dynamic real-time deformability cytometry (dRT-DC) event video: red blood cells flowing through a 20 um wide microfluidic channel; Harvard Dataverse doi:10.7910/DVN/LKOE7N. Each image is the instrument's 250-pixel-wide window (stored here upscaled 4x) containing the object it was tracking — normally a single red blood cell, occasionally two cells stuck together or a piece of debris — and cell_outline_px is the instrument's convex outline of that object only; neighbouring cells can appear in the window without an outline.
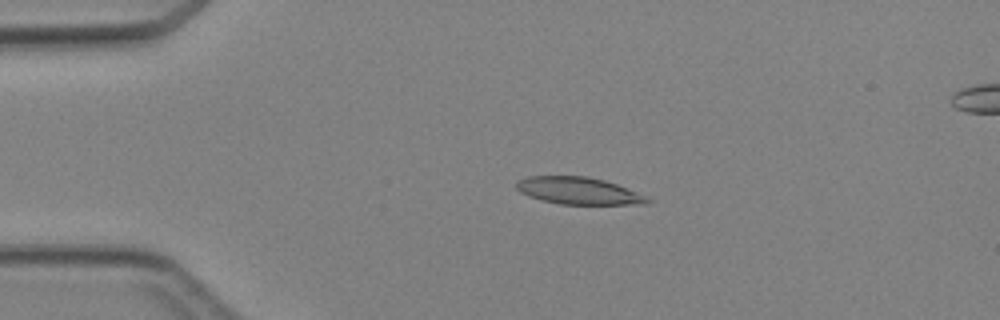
{"species": "Egyptian fruit bat (a non-hibernating species)", "species_latin": "Rousettus aegyptiacus", "temperature_condition": "cold", "stored_images_in_passage": 5, "camera_frame_rate_fps": 3000, "um_per_image_px": 0.085, "animal": {"sex": "female"}, "frame": {"image": 1, "passage_image": 4, "time_ms": 3.333, "image_size_px": [1000, 320], "cell_outline_px": [[652, 200], [648, 204], [560, 204], [528, 196], [520, 192], [516, 188], [516, 180], [528, 176], [584, 176], [604, 180], [616, 184], [644, 196]], "centroid_in_image_um": [49.12, 16.21], "position_along_channel_um": 35.9, "area_um2": 20.46}}